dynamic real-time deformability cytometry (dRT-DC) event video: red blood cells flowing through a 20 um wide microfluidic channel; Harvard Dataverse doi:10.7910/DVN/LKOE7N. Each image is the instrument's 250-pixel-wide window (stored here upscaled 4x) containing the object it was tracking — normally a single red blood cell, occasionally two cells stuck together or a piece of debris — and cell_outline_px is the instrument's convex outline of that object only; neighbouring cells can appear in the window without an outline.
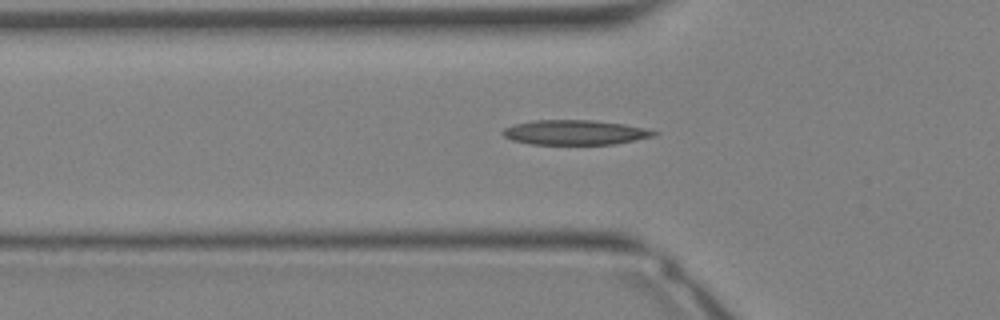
{"species": "Egyptian fruit bat (a non-hibernating species)", "species_latin": "Rousettus aegyptiacus", "temperature_condition": "warm", "stored_images_in_passage": 25, "camera_frame_rate_fps": 3000, "um_per_image_px": 0.085, "animal": {"sex": "female"}, "frame": {"image": 1, "passage_image": 3, "time_ms": 0.667, "image_size_px": [1000, 320], "cell_outline_px": [[660, 132], [656, 136], [616, 144], [532, 144], [512, 140], [504, 136], [500, 132], [504, 128], [516, 124], [532, 120], [592, 120], [624, 124], [644, 128]], "centroid_in_image_um": [48.9, 11.25], "position_along_channel_um": 76.9, "area_um2": 21.85}}
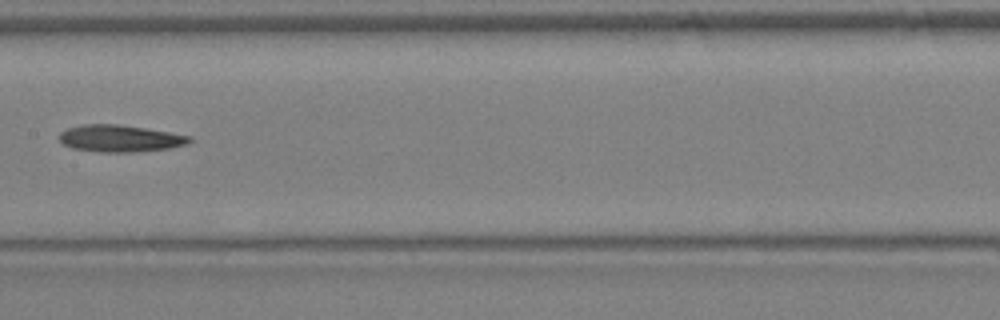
{"frame": {"image": 2, "passage_image": 9, "time_ms": 2.667, "image_size_px": [1000, 320], "cell_outline_px": [[192, 140], [188, 144], [168, 148], [136, 152], [100, 152], [72, 148], [64, 144], [60, 140], [60, 132], [68, 128], [84, 124], [116, 124], [144, 128], [192, 136]], "centroid_in_image_um": [10.21, 11.77], "position_along_channel_um": 197.2, "area_um2": 20.29}}
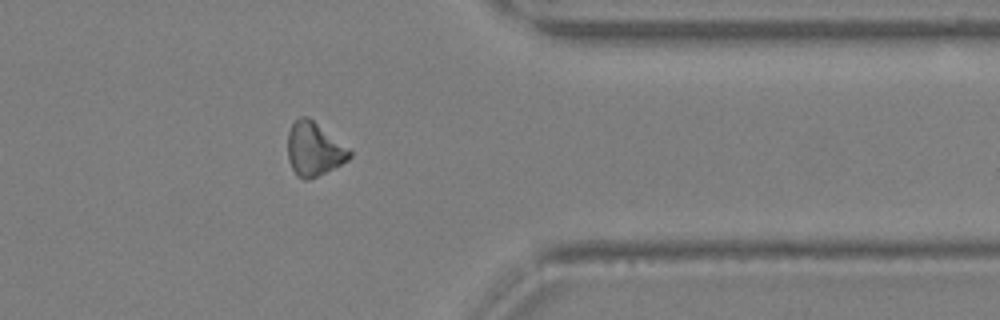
{"frame": {"image": 3, "passage_image": 19, "time_ms": 6.0, "image_size_px": [1000, 320], "cell_outline_px": [[352, 156], [348, 160], [316, 176], [304, 180], [296, 176], [288, 160], [288, 132], [292, 124], [300, 116], [308, 116], [352, 148]], "centroid_in_image_um": [26.72, 12.65], "position_along_channel_um": 384.7, "area_um2": 19.54}}